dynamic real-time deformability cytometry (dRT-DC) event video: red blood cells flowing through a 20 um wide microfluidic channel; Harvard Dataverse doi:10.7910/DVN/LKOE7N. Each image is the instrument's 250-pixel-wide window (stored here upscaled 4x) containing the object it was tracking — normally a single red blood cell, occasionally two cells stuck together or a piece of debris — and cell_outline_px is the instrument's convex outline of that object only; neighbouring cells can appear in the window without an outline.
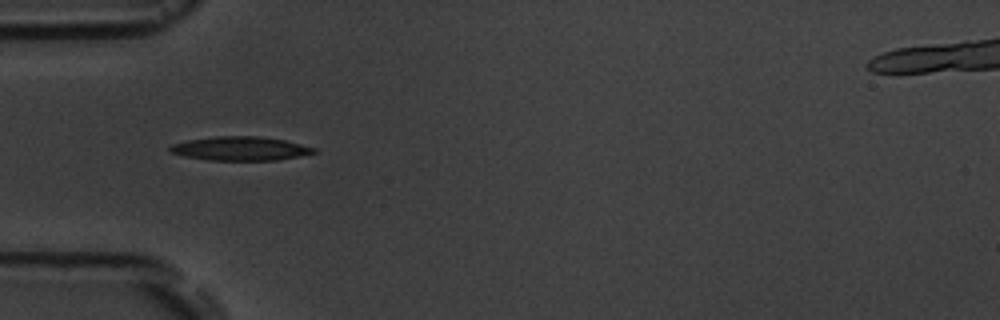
{"species": "common noctule bat (a hibernating species)", "species_latin": "Nyctalus noctula", "temperature_condition": "room temperature", "stored_images_in_passage": 6, "camera_frame_rate_fps": 3000, "um_per_image_px": 0.085, "animal": {"sex": "male", "body_mass_g": 19.5, "forearm_length_mm": 54.6}, "frame": {"image": 1, "passage_image": 1, "time_ms": 0.0, "image_size_px": [1000, 320], "cell_outline_px": [[316, 152], [300, 156], [276, 160], [208, 160], [184, 156], [168, 152], [168, 148], [172, 144], [188, 140], [216, 136], [260, 136], [284, 140], [316, 148]], "centroid_in_image_um": [20.39, 12.63], "position_along_channel_um": 64.6, "area_um2": 20.0}}
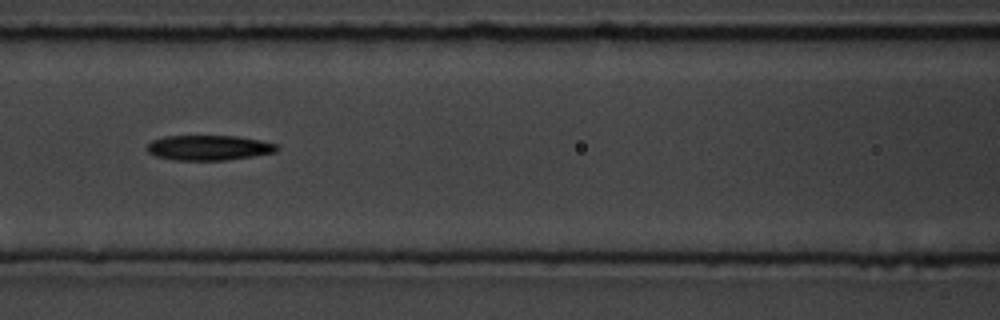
{"frame": {"image": 2, "passage_image": 3, "time_ms": 2.333, "image_size_px": [1000, 320], "cell_outline_px": [[280, 148], [276, 152], [252, 156], [224, 160], [172, 160], [156, 156], [148, 152], [148, 144], [152, 140], [164, 136], [236, 136], [260, 140], [276, 144]], "centroid_in_image_um": [17.75, 12.55], "position_along_channel_um": 148.9, "area_um2": 18.9}}
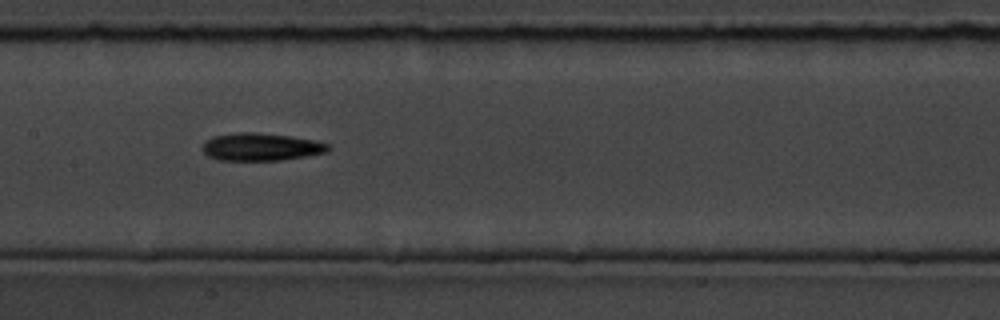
{"frame": {"image": 3, "passage_image": 4, "time_ms": 3.333, "image_size_px": [1000, 320], "cell_outline_px": [[332, 148], [328, 152], [280, 160], [220, 160], [208, 156], [204, 152], [204, 140], [212, 136], [240, 132], [256, 132], [288, 136], [316, 140], [328, 144]], "centroid_in_image_um": [22.2, 12.48], "position_along_channel_um": 185.2, "area_um2": 20.17}}